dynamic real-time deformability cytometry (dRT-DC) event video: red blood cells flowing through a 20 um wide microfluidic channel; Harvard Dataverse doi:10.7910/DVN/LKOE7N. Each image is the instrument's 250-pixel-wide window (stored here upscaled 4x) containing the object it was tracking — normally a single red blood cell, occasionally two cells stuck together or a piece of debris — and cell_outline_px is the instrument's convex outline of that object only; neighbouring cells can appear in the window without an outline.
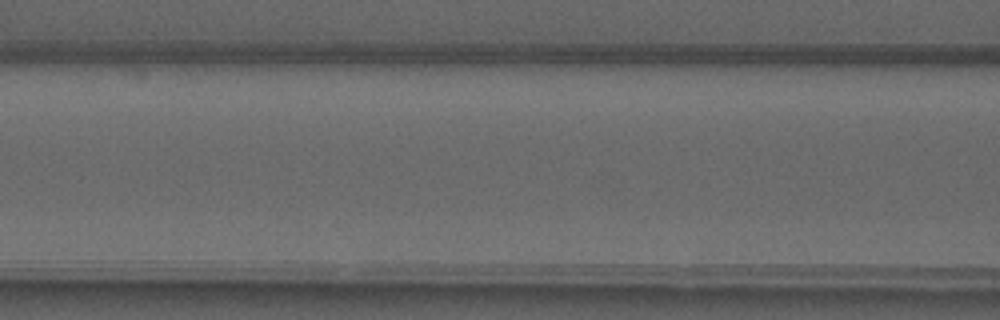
{"species": "common noctule bat (a hibernating species)", "species_latin": "Nyctalus noctula", "temperature_condition": "warm", "stored_images_in_passage": 3, "camera_frame_rate_fps": 3000, "um_per_image_px": 0.085, "animal": {"sex": "male", "forearm_length_mm": 52.5}, "frame": {"image": 1, "passage_image": 3, "time_ms": 2.333, "image_size_px": [1000, 320], "cell_outline_px": [[984, 204], [976, 208], [940, 216], [924, 216], [912, 212], [884, 196], [892, 188], [956, 188], [984, 200]], "centroid_in_image_um": [79.4, 17.04], "position_along_channel_um": 87.2, "area_um2": 14.57}}